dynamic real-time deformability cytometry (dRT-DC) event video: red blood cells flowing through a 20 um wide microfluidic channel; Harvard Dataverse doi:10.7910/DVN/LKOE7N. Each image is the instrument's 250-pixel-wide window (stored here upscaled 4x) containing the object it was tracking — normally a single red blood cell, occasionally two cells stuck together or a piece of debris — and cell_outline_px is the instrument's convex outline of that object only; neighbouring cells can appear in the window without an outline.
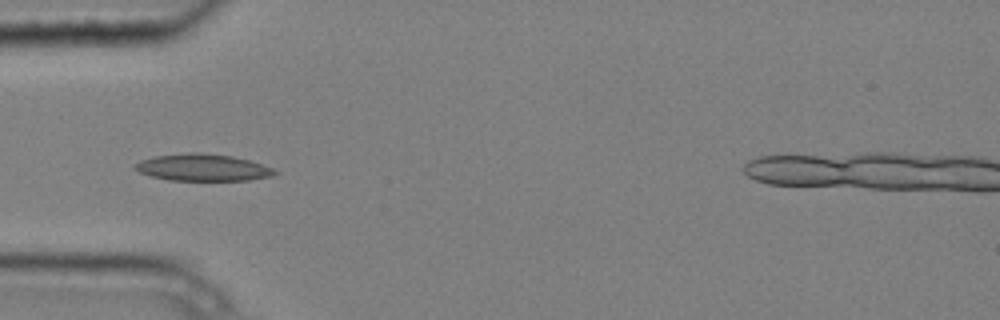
{"species": "common noctule bat (a hibernating species)", "species_latin": "Nyctalus noctula", "temperature_condition": "cold", "stored_images_in_passage": 7, "camera_frame_rate_fps": 3000, "um_per_image_px": 0.085, "animal": {"sex": "male", "body_mass_g": 20.4}, "frame": {"image": 1, "passage_image": 2, "time_ms": 0.333, "image_size_px": [1000, 320], "cell_outline_px": [[280, 172], [272, 176], [248, 180], [168, 180], [152, 176], [140, 172], [132, 168], [132, 164], [140, 160], [156, 156], [188, 152], [200, 152], [232, 156], [248, 160], [272, 168]], "centroid_in_image_um": [17.2, 14.23], "position_along_channel_um": 67.8, "area_um2": 21.91}}
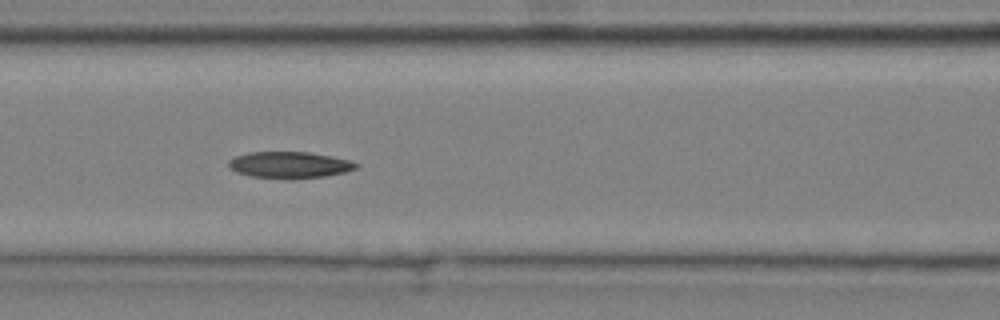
{"frame": {"image": 2, "passage_image": 4, "time_ms": 1.0, "image_size_px": [1000, 320], "cell_outline_px": [[360, 164], [356, 168], [348, 172], [324, 176], [292, 180], [252, 176], [236, 172], [228, 168], [228, 160], [236, 156], [248, 152], [308, 152], [332, 156], [348, 160]], "centroid_in_image_um": [24.61, 14.03], "position_along_channel_um": 142.0, "area_um2": 19.94}}
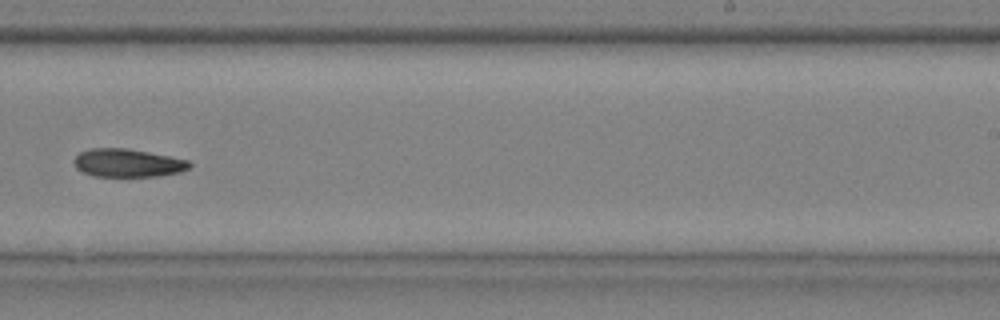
{"frame": {"image": 3, "passage_image": 7, "time_ms": 2.0, "image_size_px": [1000, 320], "cell_outline_px": [[192, 164], [188, 168], [180, 172], [160, 176], [92, 176], [76, 168], [72, 164], [72, 160], [80, 152], [92, 148], [128, 148], [188, 160]], "centroid_in_image_um": [10.82, 13.85], "position_along_channel_um": 278.2, "area_um2": 18.96}}